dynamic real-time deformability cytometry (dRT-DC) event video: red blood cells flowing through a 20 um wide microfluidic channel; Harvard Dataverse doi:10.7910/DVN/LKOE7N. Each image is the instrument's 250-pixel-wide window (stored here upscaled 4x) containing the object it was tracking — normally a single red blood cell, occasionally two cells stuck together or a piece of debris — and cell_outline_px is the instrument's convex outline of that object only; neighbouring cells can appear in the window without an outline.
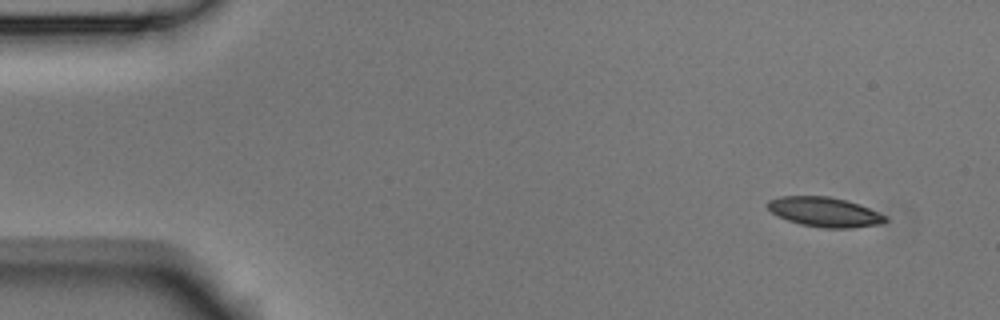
{"species": "Egyptian fruit bat (a non-hibernating species)", "species_latin": "Rousettus aegyptiacus", "temperature_condition": "room temperature", "stored_images_in_passage": 3, "camera_frame_rate_fps": 3000, "um_per_image_px": 0.085, "animal": {"sex": "male"}, "frame": {"image": 1, "passage_image": 1, "time_ms": 0.0, "image_size_px": [1000, 320], "cell_outline_px": [[888, 220], [880, 224], [852, 228], [824, 228], [800, 224], [788, 220], [772, 212], [768, 208], [768, 200], [780, 196], [828, 196], [844, 200], [868, 208], [888, 216]], "centroid_in_image_um": [70.1, 18.02], "position_along_channel_um": 14.9, "area_um2": 20.11}}